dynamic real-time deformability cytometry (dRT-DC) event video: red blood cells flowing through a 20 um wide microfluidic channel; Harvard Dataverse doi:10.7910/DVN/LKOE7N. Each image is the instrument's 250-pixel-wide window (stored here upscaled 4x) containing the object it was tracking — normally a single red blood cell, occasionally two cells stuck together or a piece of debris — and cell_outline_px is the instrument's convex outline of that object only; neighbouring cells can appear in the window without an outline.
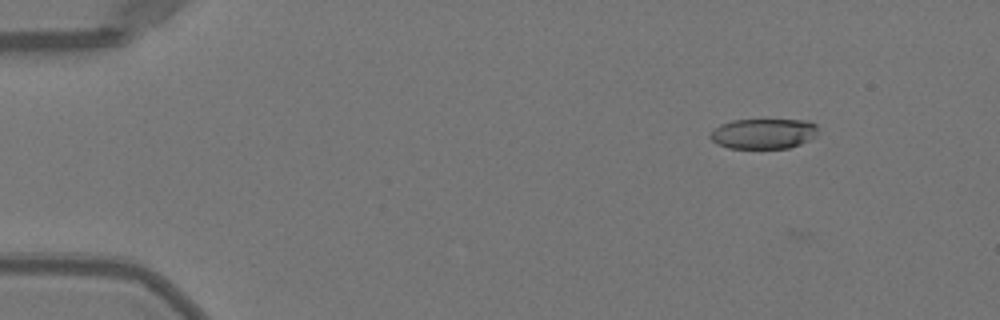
{"species": "Egyptian fruit bat (a non-hibernating species)", "species_latin": "Rousettus aegyptiacus", "temperature_condition": "warm", "stored_images_in_passage": 9, "camera_frame_rate_fps": 3000, "um_per_image_px": 0.085, "animal": {"sex": "female"}, "frame": {"image": 1, "passage_image": 7, "time_ms": 2.0, "image_size_px": [1000, 320], "cell_outline_px": [[816, 136], [800, 144], [788, 148], [728, 148], [716, 144], [708, 136], [720, 124], [732, 120], [808, 120], [816, 124]], "centroid_in_image_um": [64.88, 11.36], "position_along_channel_um": 20.1, "area_um2": 18.96}}